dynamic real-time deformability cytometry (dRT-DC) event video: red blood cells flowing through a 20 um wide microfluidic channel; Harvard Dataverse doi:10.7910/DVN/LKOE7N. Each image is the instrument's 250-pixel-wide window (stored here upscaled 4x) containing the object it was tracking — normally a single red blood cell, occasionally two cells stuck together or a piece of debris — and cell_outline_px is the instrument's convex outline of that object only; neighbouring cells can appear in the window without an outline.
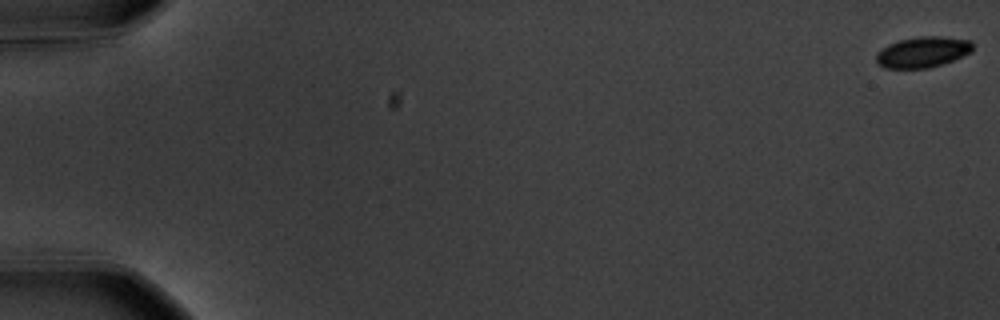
{"species": "common noctule bat (a hibernating species)", "species_latin": "Nyctalus noctula", "temperature_condition": "warm", "stored_images_in_passage": 58, "camera_frame_rate_fps": 3000, "um_per_image_px": 0.085, "animal": {"sex": "male", "body_mass_g": 20.1, "forearm_length_mm": 53.5}, "frame": {"image": 1, "passage_image": 1, "time_ms": 0.0, "image_size_px": [1000, 320], "cell_outline_px": [[972, 52], [952, 60], [928, 68], [884, 68], [876, 64], [876, 56], [888, 44], [900, 40], [920, 36], [944, 36], [972, 40]], "centroid_in_image_um": [78.45, 4.42], "position_along_channel_um": 6.6, "area_um2": 17.22}}
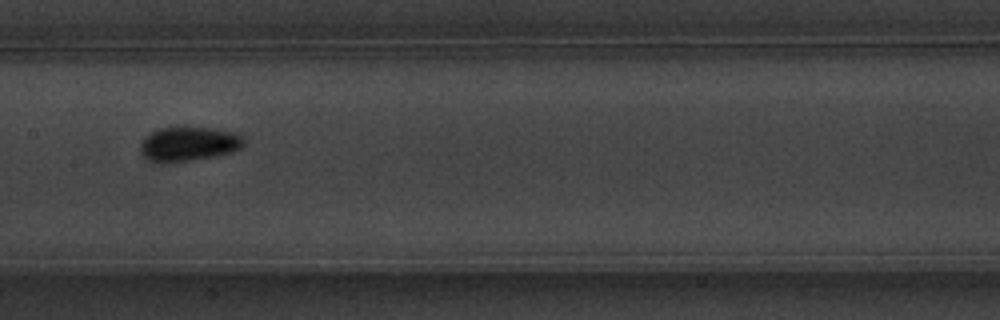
{"frame": {"image": 2, "passage_image": 31, "time_ms": 10.0, "image_size_px": [1000, 320], "cell_outline_px": [[244, 144], [240, 148], [232, 152], [212, 156], [168, 164], [160, 164], [148, 160], [140, 152], [140, 144], [144, 136], [160, 128], [184, 124], [236, 132], [244, 140]], "centroid_in_image_um": [15.97, 12.21], "position_along_channel_um": 191.4, "area_um2": 21.44}}
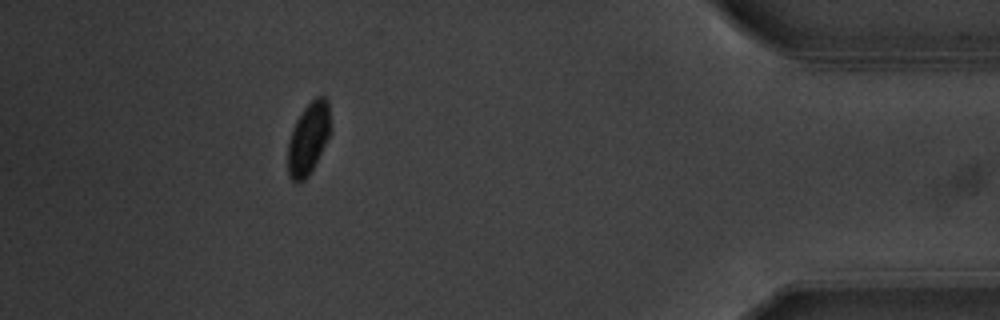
{"frame": {"image": 3, "passage_image": 53, "time_ms": 17.333, "image_size_px": [1000, 320], "cell_outline_px": [[332, 132], [308, 176], [304, 180], [292, 180], [288, 176], [288, 140], [292, 128], [296, 120], [304, 108], [316, 96], [324, 96], [328, 100], [332, 128]], "centroid_in_image_um": [26.24, 11.72], "position_along_channel_um": 409.0, "area_um2": 18.03}, "authors_computed_cell_mechanics": {"area_um2": 18.5538, "velocity_mm_per_s": 3.5878, "shape_relaxation_time_tau1_ms": 2.3729, "shape_relaxation_time_tau2_ms": null, "deformation_change_tau1": 0.0864, "deformation_change_tau2": null}}